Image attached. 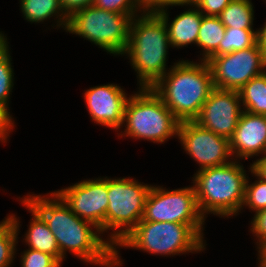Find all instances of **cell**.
<instances>
[{
    "label": "cell",
    "instance_id": "6da1fadb",
    "mask_svg": "<svg viewBox=\"0 0 266 267\" xmlns=\"http://www.w3.org/2000/svg\"><path fill=\"white\" fill-rule=\"evenodd\" d=\"M22 199L43 218L53 233L61 264L69 252L84 264L115 267L114 246L103 237L99 228L74 214L55 191L45 195L33 192Z\"/></svg>",
    "mask_w": 266,
    "mask_h": 267
},
{
    "label": "cell",
    "instance_id": "7a4b0ae2",
    "mask_svg": "<svg viewBox=\"0 0 266 267\" xmlns=\"http://www.w3.org/2000/svg\"><path fill=\"white\" fill-rule=\"evenodd\" d=\"M171 47L163 18L144 10L132 19L128 45L122 56L129 58L139 88L153 87L168 71V50Z\"/></svg>",
    "mask_w": 266,
    "mask_h": 267
},
{
    "label": "cell",
    "instance_id": "3957f363",
    "mask_svg": "<svg viewBox=\"0 0 266 267\" xmlns=\"http://www.w3.org/2000/svg\"><path fill=\"white\" fill-rule=\"evenodd\" d=\"M151 89L180 121H194L214 89L207 61L178 60Z\"/></svg>",
    "mask_w": 266,
    "mask_h": 267
},
{
    "label": "cell",
    "instance_id": "277c9868",
    "mask_svg": "<svg viewBox=\"0 0 266 267\" xmlns=\"http://www.w3.org/2000/svg\"><path fill=\"white\" fill-rule=\"evenodd\" d=\"M238 160L221 166L205 168L192 177L197 203L201 214L207 219L213 214L219 218H233L242 210L247 170Z\"/></svg>",
    "mask_w": 266,
    "mask_h": 267
},
{
    "label": "cell",
    "instance_id": "5b68a950",
    "mask_svg": "<svg viewBox=\"0 0 266 267\" xmlns=\"http://www.w3.org/2000/svg\"><path fill=\"white\" fill-rule=\"evenodd\" d=\"M203 240L189 225L173 222L140 221L115 248V267L123 266L121 248H132L152 255L171 257L201 253L206 249ZM119 248V250H118Z\"/></svg>",
    "mask_w": 266,
    "mask_h": 267
},
{
    "label": "cell",
    "instance_id": "8992f818",
    "mask_svg": "<svg viewBox=\"0 0 266 267\" xmlns=\"http://www.w3.org/2000/svg\"><path fill=\"white\" fill-rule=\"evenodd\" d=\"M179 124L180 121L151 88L138 87L126 102L122 124L125 129L117 135L164 144L171 137L178 138Z\"/></svg>",
    "mask_w": 266,
    "mask_h": 267
},
{
    "label": "cell",
    "instance_id": "52a82bcc",
    "mask_svg": "<svg viewBox=\"0 0 266 267\" xmlns=\"http://www.w3.org/2000/svg\"><path fill=\"white\" fill-rule=\"evenodd\" d=\"M151 184L133 177H107L106 239L115 247L143 219ZM109 234V231H111Z\"/></svg>",
    "mask_w": 266,
    "mask_h": 267
},
{
    "label": "cell",
    "instance_id": "ba28073f",
    "mask_svg": "<svg viewBox=\"0 0 266 267\" xmlns=\"http://www.w3.org/2000/svg\"><path fill=\"white\" fill-rule=\"evenodd\" d=\"M132 17L93 5L75 11L65 32L95 44L113 56H122L128 45Z\"/></svg>",
    "mask_w": 266,
    "mask_h": 267
},
{
    "label": "cell",
    "instance_id": "9c48e42d",
    "mask_svg": "<svg viewBox=\"0 0 266 267\" xmlns=\"http://www.w3.org/2000/svg\"><path fill=\"white\" fill-rule=\"evenodd\" d=\"M205 220L199 210L192 184L171 190L161 185H152L141 221L187 224L204 240Z\"/></svg>",
    "mask_w": 266,
    "mask_h": 267
},
{
    "label": "cell",
    "instance_id": "30bf717a",
    "mask_svg": "<svg viewBox=\"0 0 266 267\" xmlns=\"http://www.w3.org/2000/svg\"><path fill=\"white\" fill-rule=\"evenodd\" d=\"M210 67L214 88L239 91L250 79L266 71V60L256 43L253 47L211 56Z\"/></svg>",
    "mask_w": 266,
    "mask_h": 267
},
{
    "label": "cell",
    "instance_id": "8fae6325",
    "mask_svg": "<svg viewBox=\"0 0 266 267\" xmlns=\"http://www.w3.org/2000/svg\"><path fill=\"white\" fill-rule=\"evenodd\" d=\"M177 139L184 152L199 165L197 171L234 160L229 139L201 127L195 121L180 122Z\"/></svg>",
    "mask_w": 266,
    "mask_h": 267
},
{
    "label": "cell",
    "instance_id": "7c38bea8",
    "mask_svg": "<svg viewBox=\"0 0 266 267\" xmlns=\"http://www.w3.org/2000/svg\"><path fill=\"white\" fill-rule=\"evenodd\" d=\"M55 192L74 214L94 224L105 236L108 209L107 176L81 180Z\"/></svg>",
    "mask_w": 266,
    "mask_h": 267
},
{
    "label": "cell",
    "instance_id": "4fadbf2b",
    "mask_svg": "<svg viewBox=\"0 0 266 267\" xmlns=\"http://www.w3.org/2000/svg\"><path fill=\"white\" fill-rule=\"evenodd\" d=\"M242 112L238 91L214 88L194 121L201 127L230 139Z\"/></svg>",
    "mask_w": 266,
    "mask_h": 267
},
{
    "label": "cell",
    "instance_id": "5bb4252c",
    "mask_svg": "<svg viewBox=\"0 0 266 267\" xmlns=\"http://www.w3.org/2000/svg\"><path fill=\"white\" fill-rule=\"evenodd\" d=\"M91 121L116 132L122 129L125 105L130 97L115 83L97 85L86 89L83 94Z\"/></svg>",
    "mask_w": 266,
    "mask_h": 267
},
{
    "label": "cell",
    "instance_id": "9a60e30c",
    "mask_svg": "<svg viewBox=\"0 0 266 267\" xmlns=\"http://www.w3.org/2000/svg\"><path fill=\"white\" fill-rule=\"evenodd\" d=\"M229 142L234 160H248L266 154V115L243 111Z\"/></svg>",
    "mask_w": 266,
    "mask_h": 267
},
{
    "label": "cell",
    "instance_id": "2e32d148",
    "mask_svg": "<svg viewBox=\"0 0 266 267\" xmlns=\"http://www.w3.org/2000/svg\"><path fill=\"white\" fill-rule=\"evenodd\" d=\"M185 11L176 15L170 21L169 7L163 8L157 13L163 18L168 29L169 42L172 48H183L197 45L198 32L203 14L194 4L185 5Z\"/></svg>",
    "mask_w": 266,
    "mask_h": 267
},
{
    "label": "cell",
    "instance_id": "e0dca14e",
    "mask_svg": "<svg viewBox=\"0 0 266 267\" xmlns=\"http://www.w3.org/2000/svg\"><path fill=\"white\" fill-rule=\"evenodd\" d=\"M18 201L24 206L29 213H31V219L29 222L28 230L22 235L23 241L29 249L38 250L40 252L53 255L61 263V254L59 251L56 239L48 228L43 218L30 207L20 196Z\"/></svg>",
    "mask_w": 266,
    "mask_h": 267
},
{
    "label": "cell",
    "instance_id": "ac0fdd59",
    "mask_svg": "<svg viewBox=\"0 0 266 267\" xmlns=\"http://www.w3.org/2000/svg\"><path fill=\"white\" fill-rule=\"evenodd\" d=\"M20 11L27 22L44 23L51 18L54 19L52 27L63 28L66 31L69 17L63 11L59 0H19Z\"/></svg>",
    "mask_w": 266,
    "mask_h": 267
},
{
    "label": "cell",
    "instance_id": "d6986e66",
    "mask_svg": "<svg viewBox=\"0 0 266 267\" xmlns=\"http://www.w3.org/2000/svg\"><path fill=\"white\" fill-rule=\"evenodd\" d=\"M21 221L15 213L0 221V267H13L15 262Z\"/></svg>",
    "mask_w": 266,
    "mask_h": 267
},
{
    "label": "cell",
    "instance_id": "ffe728a7",
    "mask_svg": "<svg viewBox=\"0 0 266 267\" xmlns=\"http://www.w3.org/2000/svg\"><path fill=\"white\" fill-rule=\"evenodd\" d=\"M225 29L218 16H202L196 45L201 49L202 57L199 56L198 60L207 61L217 51L224 38Z\"/></svg>",
    "mask_w": 266,
    "mask_h": 267
},
{
    "label": "cell",
    "instance_id": "44dd1931",
    "mask_svg": "<svg viewBox=\"0 0 266 267\" xmlns=\"http://www.w3.org/2000/svg\"><path fill=\"white\" fill-rule=\"evenodd\" d=\"M238 93L243 111L266 115V71L250 79Z\"/></svg>",
    "mask_w": 266,
    "mask_h": 267
},
{
    "label": "cell",
    "instance_id": "7402d4cb",
    "mask_svg": "<svg viewBox=\"0 0 266 267\" xmlns=\"http://www.w3.org/2000/svg\"><path fill=\"white\" fill-rule=\"evenodd\" d=\"M254 13L251 0H232L218 17L225 27L254 29Z\"/></svg>",
    "mask_w": 266,
    "mask_h": 267
},
{
    "label": "cell",
    "instance_id": "603a6c76",
    "mask_svg": "<svg viewBox=\"0 0 266 267\" xmlns=\"http://www.w3.org/2000/svg\"><path fill=\"white\" fill-rule=\"evenodd\" d=\"M7 35L0 37V105L10 113V97L14 88V70Z\"/></svg>",
    "mask_w": 266,
    "mask_h": 267
},
{
    "label": "cell",
    "instance_id": "cb8c5ba5",
    "mask_svg": "<svg viewBox=\"0 0 266 267\" xmlns=\"http://www.w3.org/2000/svg\"><path fill=\"white\" fill-rule=\"evenodd\" d=\"M257 43V29H237L226 27L224 38L212 56H221L237 50L253 47Z\"/></svg>",
    "mask_w": 266,
    "mask_h": 267
},
{
    "label": "cell",
    "instance_id": "d4e9b609",
    "mask_svg": "<svg viewBox=\"0 0 266 267\" xmlns=\"http://www.w3.org/2000/svg\"><path fill=\"white\" fill-rule=\"evenodd\" d=\"M250 175L256 177L257 180L251 182L249 175L247 177L242 211L244 207L245 209L247 207L255 213L266 208V180L258 177L252 170H250Z\"/></svg>",
    "mask_w": 266,
    "mask_h": 267
},
{
    "label": "cell",
    "instance_id": "484cf974",
    "mask_svg": "<svg viewBox=\"0 0 266 267\" xmlns=\"http://www.w3.org/2000/svg\"><path fill=\"white\" fill-rule=\"evenodd\" d=\"M93 6L107 11H113L132 18L145 10L143 0H94Z\"/></svg>",
    "mask_w": 266,
    "mask_h": 267
},
{
    "label": "cell",
    "instance_id": "4316f807",
    "mask_svg": "<svg viewBox=\"0 0 266 267\" xmlns=\"http://www.w3.org/2000/svg\"><path fill=\"white\" fill-rule=\"evenodd\" d=\"M21 267H61V263L51 254H46L34 249L21 252Z\"/></svg>",
    "mask_w": 266,
    "mask_h": 267
},
{
    "label": "cell",
    "instance_id": "83f0119b",
    "mask_svg": "<svg viewBox=\"0 0 266 267\" xmlns=\"http://www.w3.org/2000/svg\"><path fill=\"white\" fill-rule=\"evenodd\" d=\"M250 222L249 232L255 237L256 254L259 255L266 249V208L255 212Z\"/></svg>",
    "mask_w": 266,
    "mask_h": 267
},
{
    "label": "cell",
    "instance_id": "f1b7e54d",
    "mask_svg": "<svg viewBox=\"0 0 266 267\" xmlns=\"http://www.w3.org/2000/svg\"><path fill=\"white\" fill-rule=\"evenodd\" d=\"M232 0H196L194 5L204 16H218Z\"/></svg>",
    "mask_w": 266,
    "mask_h": 267
},
{
    "label": "cell",
    "instance_id": "f546056e",
    "mask_svg": "<svg viewBox=\"0 0 266 267\" xmlns=\"http://www.w3.org/2000/svg\"><path fill=\"white\" fill-rule=\"evenodd\" d=\"M15 124L12 114L0 105V141L2 144L9 141V135L15 129Z\"/></svg>",
    "mask_w": 266,
    "mask_h": 267
},
{
    "label": "cell",
    "instance_id": "4dcf8cb0",
    "mask_svg": "<svg viewBox=\"0 0 266 267\" xmlns=\"http://www.w3.org/2000/svg\"><path fill=\"white\" fill-rule=\"evenodd\" d=\"M196 0H143L145 10L157 12L163 8L177 6H185L188 4H194Z\"/></svg>",
    "mask_w": 266,
    "mask_h": 267
},
{
    "label": "cell",
    "instance_id": "1f68e13d",
    "mask_svg": "<svg viewBox=\"0 0 266 267\" xmlns=\"http://www.w3.org/2000/svg\"><path fill=\"white\" fill-rule=\"evenodd\" d=\"M65 14L70 17L75 11L91 6L94 0H59Z\"/></svg>",
    "mask_w": 266,
    "mask_h": 267
},
{
    "label": "cell",
    "instance_id": "d6a6232c",
    "mask_svg": "<svg viewBox=\"0 0 266 267\" xmlns=\"http://www.w3.org/2000/svg\"><path fill=\"white\" fill-rule=\"evenodd\" d=\"M251 170L260 178L266 180V154L256 158L254 162L250 163Z\"/></svg>",
    "mask_w": 266,
    "mask_h": 267
},
{
    "label": "cell",
    "instance_id": "836d02e7",
    "mask_svg": "<svg viewBox=\"0 0 266 267\" xmlns=\"http://www.w3.org/2000/svg\"><path fill=\"white\" fill-rule=\"evenodd\" d=\"M257 44L261 49L263 58L266 60V22L263 27L257 28Z\"/></svg>",
    "mask_w": 266,
    "mask_h": 267
},
{
    "label": "cell",
    "instance_id": "e575fe53",
    "mask_svg": "<svg viewBox=\"0 0 266 267\" xmlns=\"http://www.w3.org/2000/svg\"><path fill=\"white\" fill-rule=\"evenodd\" d=\"M257 257L258 265L260 267H266V249H264Z\"/></svg>",
    "mask_w": 266,
    "mask_h": 267
}]
</instances>
